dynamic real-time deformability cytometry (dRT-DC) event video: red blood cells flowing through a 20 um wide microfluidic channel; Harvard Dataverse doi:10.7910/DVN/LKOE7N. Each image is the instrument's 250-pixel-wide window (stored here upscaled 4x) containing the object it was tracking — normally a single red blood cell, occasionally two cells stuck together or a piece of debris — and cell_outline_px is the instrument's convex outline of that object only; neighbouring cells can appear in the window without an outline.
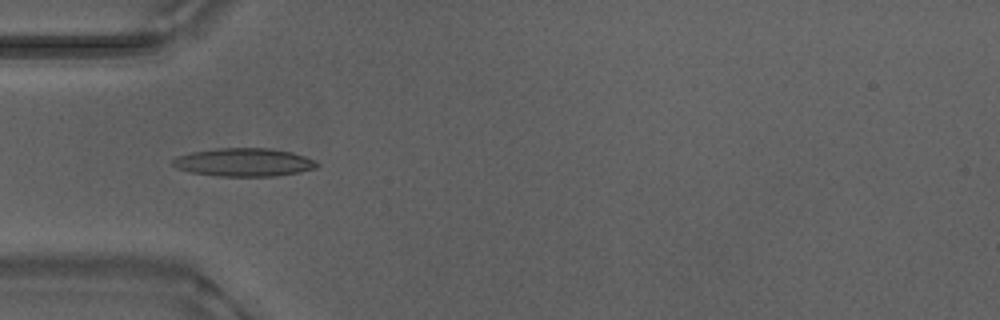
{"species": "Egyptian fruit bat (a non-hibernating species)", "species_latin": "Rousettus aegyptiacus", "temperature_condition": "warm", "stored_images_in_passage": 30, "camera_frame_rate_fps": 3000, "um_per_image_px": 0.085, "animal": {"sex": "male"}, "frame": {"image": 1, "passage_image": 17, "time_ms": 5.333, "image_size_px": [1000, 320], "cell_outline_px": [[320, 164], [316, 168], [300, 172], [276, 176], [216, 176], [188, 172], [176, 168], [172, 164], [172, 160], [176, 156], [192, 152], [220, 148], [268, 148], [292, 152], [304, 156]], "centroid_in_image_um": [20.71, 13.8], "position_along_channel_um": 64.3, "area_um2": 23.76}}
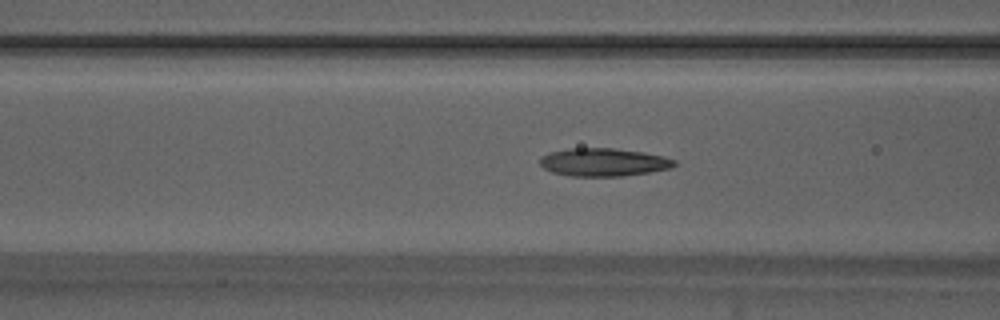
{"frame": {"image": 2, "passage_image": 21, "time_ms": 6.667, "image_size_px": [1000, 320], "cell_outline_px": [[676, 164], [672, 168], [648, 172], [620, 176], [568, 176], [552, 172], [544, 168], [540, 164], [540, 156], [548, 152], [568, 148], [616, 148], [644, 152], [664, 156], [676, 160]], "centroid_in_image_um": [51.28, 13.78], "position_along_channel_um": 115.3, "area_um2": 22.14}}